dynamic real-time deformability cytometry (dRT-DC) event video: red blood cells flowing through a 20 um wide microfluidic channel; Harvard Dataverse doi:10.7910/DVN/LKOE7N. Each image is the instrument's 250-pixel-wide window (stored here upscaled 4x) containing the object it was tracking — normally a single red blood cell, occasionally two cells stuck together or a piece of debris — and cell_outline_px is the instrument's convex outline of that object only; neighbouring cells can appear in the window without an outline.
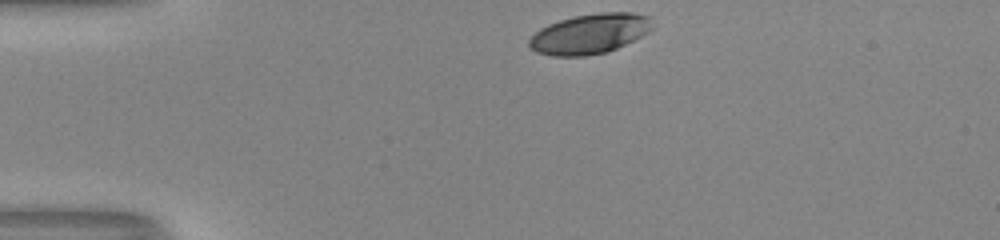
{"species": "human", "species_latin": "Homo sapiens", "temperature_condition": "room temperature", "stored_images_in_passage": 32, "camera_frame_rate_fps": 3000, "um_per_image_px": 0.085, "donor": {"sex": "male"}, "frame": {"image": 1, "passage_image": 1, "time_ms": 0.0, "image_size_px": [1000, 240], "cell_outline_px": [[656, 28], [608, 52], [584, 56], [552, 56], [536, 52], [528, 48], [528, 40], [540, 28], [548, 24], [560, 20], [576, 16], [600, 12], [632, 12], [648, 16]], "centroid_in_image_um": [50.12, 2.87], "position_along_channel_um": 34.9, "area_um2": 28.78}}
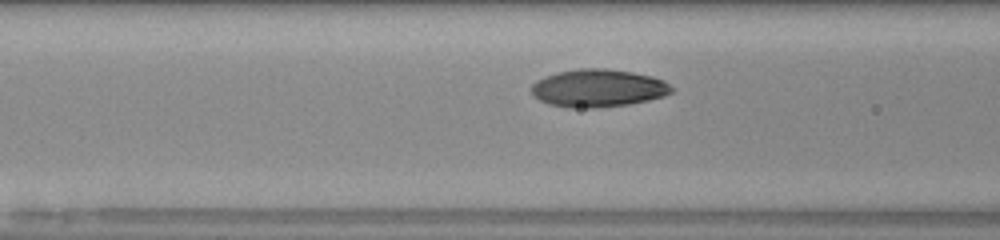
{"frame": {"image": 2, "passage_image": 11, "time_ms": 3.333, "image_size_px": [1000, 240], "cell_outline_px": [[672, 92], [664, 96], [648, 100], [628, 104], [596, 108], [568, 108], [548, 104], [532, 96], [528, 88], [536, 80], [544, 76], [556, 72], [576, 68], [604, 68], [632, 72], [652, 76], [664, 80], [672, 88]], "centroid_in_image_um": [50.77, 7.49], "position_along_channel_um": 115.8, "area_um2": 31.27}}
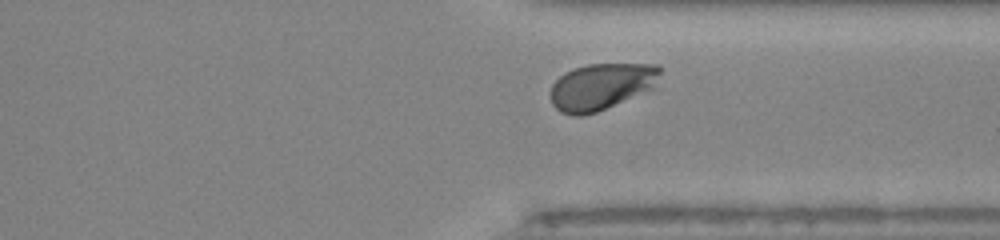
{"frame": {"image": 3, "passage_image": 29, "time_ms": 9.333, "image_size_px": [1000, 240], "cell_outline_px": [[660, 72], [656, 88], [596, 112], [580, 116], [576, 116], [560, 112], [552, 104], [552, 84], [564, 72], [588, 64], [660, 64]], "centroid_in_image_um": [51.15, 7.35], "position_along_channel_um": 360.2, "area_um2": 29.77}, "authors_computed_cell_mechanics": {"area_um2": 30.1716, "velocity_mm_per_s": 4.0651, "shape_relaxation_time_tau1_ms": 2.6192, "shape_relaxation_time_tau2_ms": null, "deformation_change_tau1": 0.1707, "deformation_change_tau2": null}}